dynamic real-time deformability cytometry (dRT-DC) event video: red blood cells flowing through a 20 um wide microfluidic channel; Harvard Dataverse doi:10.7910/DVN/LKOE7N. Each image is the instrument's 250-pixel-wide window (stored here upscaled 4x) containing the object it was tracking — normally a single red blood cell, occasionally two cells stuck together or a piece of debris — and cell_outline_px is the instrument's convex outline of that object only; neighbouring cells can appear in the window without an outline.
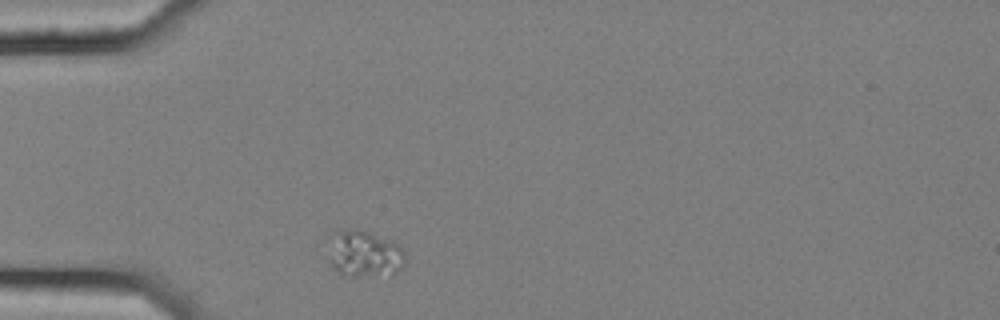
{"species": "common noctule bat (a hibernating species)", "species_latin": "Nyctalus noctula", "temperature_condition": "cold", "stored_images_in_passage": 1, "camera_frame_rate_fps": 3000, "um_per_image_px": 0.085, "animal": {"sex": "female", "body_mass_g": 25.1}, "frame": {"image": 1, "passage_image": 1, "time_ms": 0.0, "image_size_px": [1000, 320], "cell_outline_px": [[404, 264], [392, 276], [352, 280], [332, 268], [324, 256], [320, 240], [328, 232], [336, 228], [356, 228], [372, 232], [392, 240], [404, 252]], "centroid_in_image_um": [30.73, 21.56], "position_along_channel_um": 54.3, "area_um2": 23.76}}